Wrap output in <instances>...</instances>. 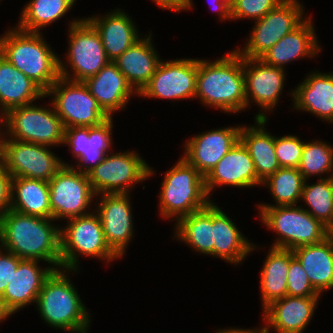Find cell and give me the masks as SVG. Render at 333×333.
<instances>
[{
	"mask_svg": "<svg viewBox=\"0 0 333 333\" xmlns=\"http://www.w3.org/2000/svg\"><path fill=\"white\" fill-rule=\"evenodd\" d=\"M55 222L10 209L0 215L1 248L20 259L38 260L61 269V224Z\"/></svg>",
	"mask_w": 333,
	"mask_h": 333,
	"instance_id": "1",
	"label": "cell"
},
{
	"mask_svg": "<svg viewBox=\"0 0 333 333\" xmlns=\"http://www.w3.org/2000/svg\"><path fill=\"white\" fill-rule=\"evenodd\" d=\"M195 98L202 106L224 114L246 111L243 57L235 49L213 61L198 58Z\"/></svg>",
	"mask_w": 333,
	"mask_h": 333,
	"instance_id": "2",
	"label": "cell"
},
{
	"mask_svg": "<svg viewBox=\"0 0 333 333\" xmlns=\"http://www.w3.org/2000/svg\"><path fill=\"white\" fill-rule=\"evenodd\" d=\"M79 270L57 269L45 280L34 306L43 323L53 330L89 333L92 316L69 274Z\"/></svg>",
	"mask_w": 333,
	"mask_h": 333,
	"instance_id": "3",
	"label": "cell"
},
{
	"mask_svg": "<svg viewBox=\"0 0 333 333\" xmlns=\"http://www.w3.org/2000/svg\"><path fill=\"white\" fill-rule=\"evenodd\" d=\"M44 36L10 26L0 35V54L46 93L60 74L59 54Z\"/></svg>",
	"mask_w": 333,
	"mask_h": 333,
	"instance_id": "4",
	"label": "cell"
},
{
	"mask_svg": "<svg viewBox=\"0 0 333 333\" xmlns=\"http://www.w3.org/2000/svg\"><path fill=\"white\" fill-rule=\"evenodd\" d=\"M160 182L158 216L175 224L180 218L207 207L212 201L205 188L204 176L182 156Z\"/></svg>",
	"mask_w": 333,
	"mask_h": 333,
	"instance_id": "5",
	"label": "cell"
},
{
	"mask_svg": "<svg viewBox=\"0 0 333 333\" xmlns=\"http://www.w3.org/2000/svg\"><path fill=\"white\" fill-rule=\"evenodd\" d=\"M80 17L67 22L68 45L65 56L59 55V74L68 80L84 82L100 72L110 60L98 31L84 16Z\"/></svg>",
	"mask_w": 333,
	"mask_h": 333,
	"instance_id": "6",
	"label": "cell"
},
{
	"mask_svg": "<svg viewBox=\"0 0 333 333\" xmlns=\"http://www.w3.org/2000/svg\"><path fill=\"white\" fill-rule=\"evenodd\" d=\"M65 223L60 225L62 269L82 271L79 260L84 256L107 266L119 260L105 242L101 219L95 211Z\"/></svg>",
	"mask_w": 333,
	"mask_h": 333,
	"instance_id": "7",
	"label": "cell"
},
{
	"mask_svg": "<svg viewBox=\"0 0 333 333\" xmlns=\"http://www.w3.org/2000/svg\"><path fill=\"white\" fill-rule=\"evenodd\" d=\"M256 209L260 223L276 235L271 247L294 250L327 238V227L300 205Z\"/></svg>",
	"mask_w": 333,
	"mask_h": 333,
	"instance_id": "8",
	"label": "cell"
},
{
	"mask_svg": "<svg viewBox=\"0 0 333 333\" xmlns=\"http://www.w3.org/2000/svg\"><path fill=\"white\" fill-rule=\"evenodd\" d=\"M12 108L3 115L4 136L59 148L64 145L65 127L50 102ZM39 104V105H38Z\"/></svg>",
	"mask_w": 333,
	"mask_h": 333,
	"instance_id": "9",
	"label": "cell"
},
{
	"mask_svg": "<svg viewBox=\"0 0 333 333\" xmlns=\"http://www.w3.org/2000/svg\"><path fill=\"white\" fill-rule=\"evenodd\" d=\"M129 150H122V152L113 150L87 174L96 196L115 193L132 194L136 185L152 179L157 173L139 152L137 153L134 149Z\"/></svg>",
	"mask_w": 333,
	"mask_h": 333,
	"instance_id": "10",
	"label": "cell"
},
{
	"mask_svg": "<svg viewBox=\"0 0 333 333\" xmlns=\"http://www.w3.org/2000/svg\"><path fill=\"white\" fill-rule=\"evenodd\" d=\"M301 0H284L261 19L253 21L244 46H234L243 58H260L309 15Z\"/></svg>",
	"mask_w": 333,
	"mask_h": 333,
	"instance_id": "11",
	"label": "cell"
},
{
	"mask_svg": "<svg viewBox=\"0 0 333 333\" xmlns=\"http://www.w3.org/2000/svg\"><path fill=\"white\" fill-rule=\"evenodd\" d=\"M45 96L50 99L65 129L90 128L102 124L109 118L84 82L59 77Z\"/></svg>",
	"mask_w": 333,
	"mask_h": 333,
	"instance_id": "12",
	"label": "cell"
},
{
	"mask_svg": "<svg viewBox=\"0 0 333 333\" xmlns=\"http://www.w3.org/2000/svg\"><path fill=\"white\" fill-rule=\"evenodd\" d=\"M52 219L67 221L94 211L96 194L87 174L63 165L48 182ZM92 209V210H91Z\"/></svg>",
	"mask_w": 333,
	"mask_h": 333,
	"instance_id": "13",
	"label": "cell"
},
{
	"mask_svg": "<svg viewBox=\"0 0 333 333\" xmlns=\"http://www.w3.org/2000/svg\"><path fill=\"white\" fill-rule=\"evenodd\" d=\"M0 161L12 178L49 182L63 166L52 147L14 140L3 135Z\"/></svg>",
	"mask_w": 333,
	"mask_h": 333,
	"instance_id": "14",
	"label": "cell"
},
{
	"mask_svg": "<svg viewBox=\"0 0 333 333\" xmlns=\"http://www.w3.org/2000/svg\"><path fill=\"white\" fill-rule=\"evenodd\" d=\"M246 110L253 104L259 110L254 119H269L279 107L287 81V70L270 66L259 58H243ZM269 116V117H268Z\"/></svg>",
	"mask_w": 333,
	"mask_h": 333,
	"instance_id": "15",
	"label": "cell"
},
{
	"mask_svg": "<svg viewBox=\"0 0 333 333\" xmlns=\"http://www.w3.org/2000/svg\"><path fill=\"white\" fill-rule=\"evenodd\" d=\"M198 58L161 60L150 82L138 94L141 99L195 100Z\"/></svg>",
	"mask_w": 333,
	"mask_h": 333,
	"instance_id": "16",
	"label": "cell"
},
{
	"mask_svg": "<svg viewBox=\"0 0 333 333\" xmlns=\"http://www.w3.org/2000/svg\"><path fill=\"white\" fill-rule=\"evenodd\" d=\"M114 118L92 127H70L65 129L64 145L74 158L70 163L62 158V165L72 166L84 174L97 167L104 157L114 150ZM74 162V163H73Z\"/></svg>",
	"mask_w": 333,
	"mask_h": 333,
	"instance_id": "17",
	"label": "cell"
},
{
	"mask_svg": "<svg viewBox=\"0 0 333 333\" xmlns=\"http://www.w3.org/2000/svg\"><path fill=\"white\" fill-rule=\"evenodd\" d=\"M131 194H101L96 196L94 211L99 215L105 242L122 260L135 236ZM132 202V203H131Z\"/></svg>",
	"mask_w": 333,
	"mask_h": 333,
	"instance_id": "18",
	"label": "cell"
},
{
	"mask_svg": "<svg viewBox=\"0 0 333 333\" xmlns=\"http://www.w3.org/2000/svg\"><path fill=\"white\" fill-rule=\"evenodd\" d=\"M41 264L38 260L22 259L19 262L17 271L0 296V322L5 323L23 308L35 306L45 280L55 270L51 265L41 267Z\"/></svg>",
	"mask_w": 333,
	"mask_h": 333,
	"instance_id": "19",
	"label": "cell"
},
{
	"mask_svg": "<svg viewBox=\"0 0 333 333\" xmlns=\"http://www.w3.org/2000/svg\"><path fill=\"white\" fill-rule=\"evenodd\" d=\"M241 126L211 128L191 135L181 145L182 157L205 177L238 142Z\"/></svg>",
	"mask_w": 333,
	"mask_h": 333,
	"instance_id": "20",
	"label": "cell"
},
{
	"mask_svg": "<svg viewBox=\"0 0 333 333\" xmlns=\"http://www.w3.org/2000/svg\"><path fill=\"white\" fill-rule=\"evenodd\" d=\"M295 88V89H294ZM289 90L291 109L306 112L325 124H333V72L310 71Z\"/></svg>",
	"mask_w": 333,
	"mask_h": 333,
	"instance_id": "21",
	"label": "cell"
},
{
	"mask_svg": "<svg viewBox=\"0 0 333 333\" xmlns=\"http://www.w3.org/2000/svg\"><path fill=\"white\" fill-rule=\"evenodd\" d=\"M205 188L210 199L216 188L239 189L262 187L254 162L244 144L238 140L228 153L204 177Z\"/></svg>",
	"mask_w": 333,
	"mask_h": 333,
	"instance_id": "22",
	"label": "cell"
},
{
	"mask_svg": "<svg viewBox=\"0 0 333 333\" xmlns=\"http://www.w3.org/2000/svg\"><path fill=\"white\" fill-rule=\"evenodd\" d=\"M320 299L287 295L273 301L261 312L265 333H304L316 315Z\"/></svg>",
	"mask_w": 333,
	"mask_h": 333,
	"instance_id": "23",
	"label": "cell"
},
{
	"mask_svg": "<svg viewBox=\"0 0 333 333\" xmlns=\"http://www.w3.org/2000/svg\"><path fill=\"white\" fill-rule=\"evenodd\" d=\"M98 31L107 58L114 62L144 34L126 10L117 7L109 12L85 17ZM141 32V33H140Z\"/></svg>",
	"mask_w": 333,
	"mask_h": 333,
	"instance_id": "24",
	"label": "cell"
},
{
	"mask_svg": "<svg viewBox=\"0 0 333 333\" xmlns=\"http://www.w3.org/2000/svg\"><path fill=\"white\" fill-rule=\"evenodd\" d=\"M313 20V15H309L296 29L286 34L259 59L270 66L287 70V65L295 61L308 58L314 60L317 56L320 57L323 49Z\"/></svg>",
	"mask_w": 333,
	"mask_h": 333,
	"instance_id": "25",
	"label": "cell"
},
{
	"mask_svg": "<svg viewBox=\"0 0 333 333\" xmlns=\"http://www.w3.org/2000/svg\"><path fill=\"white\" fill-rule=\"evenodd\" d=\"M214 201V258L229 265L240 266L250 254L262 249L249 240L235 223V220ZM260 247V248H259Z\"/></svg>",
	"mask_w": 333,
	"mask_h": 333,
	"instance_id": "26",
	"label": "cell"
},
{
	"mask_svg": "<svg viewBox=\"0 0 333 333\" xmlns=\"http://www.w3.org/2000/svg\"><path fill=\"white\" fill-rule=\"evenodd\" d=\"M84 83L109 117H113L118 111H125L131 99L138 98V93L112 61Z\"/></svg>",
	"mask_w": 333,
	"mask_h": 333,
	"instance_id": "27",
	"label": "cell"
},
{
	"mask_svg": "<svg viewBox=\"0 0 333 333\" xmlns=\"http://www.w3.org/2000/svg\"><path fill=\"white\" fill-rule=\"evenodd\" d=\"M148 31L114 61L138 94L150 82L162 60L152 40L155 35L152 31Z\"/></svg>",
	"mask_w": 333,
	"mask_h": 333,
	"instance_id": "28",
	"label": "cell"
},
{
	"mask_svg": "<svg viewBox=\"0 0 333 333\" xmlns=\"http://www.w3.org/2000/svg\"><path fill=\"white\" fill-rule=\"evenodd\" d=\"M173 241L182 242L196 254L214 258V201L180 218L174 225Z\"/></svg>",
	"mask_w": 333,
	"mask_h": 333,
	"instance_id": "29",
	"label": "cell"
},
{
	"mask_svg": "<svg viewBox=\"0 0 333 333\" xmlns=\"http://www.w3.org/2000/svg\"><path fill=\"white\" fill-rule=\"evenodd\" d=\"M254 123L242 125L239 140L254 162L258 179L263 182L279 168L275 153V135L267 130L268 119H252Z\"/></svg>",
	"mask_w": 333,
	"mask_h": 333,
	"instance_id": "30",
	"label": "cell"
},
{
	"mask_svg": "<svg viewBox=\"0 0 333 333\" xmlns=\"http://www.w3.org/2000/svg\"><path fill=\"white\" fill-rule=\"evenodd\" d=\"M43 98L45 92L0 54V114Z\"/></svg>",
	"mask_w": 333,
	"mask_h": 333,
	"instance_id": "31",
	"label": "cell"
},
{
	"mask_svg": "<svg viewBox=\"0 0 333 333\" xmlns=\"http://www.w3.org/2000/svg\"><path fill=\"white\" fill-rule=\"evenodd\" d=\"M299 260L314 290L323 293L333 289V244L328 238L323 241L304 245L292 250Z\"/></svg>",
	"mask_w": 333,
	"mask_h": 333,
	"instance_id": "32",
	"label": "cell"
},
{
	"mask_svg": "<svg viewBox=\"0 0 333 333\" xmlns=\"http://www.w3.org/2000/svg\"><path fill=\"white\" fill-rule=\"evenodd\" d=\"M260 269V298L262 311L273 301L287 296L290 250L269 247Z\"/></svg>",
	"mask_w": 333,
	"mask_h": 333,
	"instance_id": "33",
	"label": "cell"
},
{
	"mask_svg": "<svg viewBox=\"0 0 333 333\" xmlns=\"http://www.w3.org/2000/svg\"><path fill=\"white\" fill-rule=\"evenodd\" d=\"M11 210L41 218H52L49 184L27 177L12 178Z\"/></svg>",
	"mask_w": 333,
	"mask_h": 333,
	"instance_id": "34",
	"label": "cell"
},
{
	"mask_svg": "<svg viewBox=\"0 0 333 333\" xmlns=\"http://www.w3.org/2000/svg\"><path fill=\"white\" fill-rule=\"evenodd\" d=\"M77 0H29L23 5L15 26L23 31L43 33L68 14Z\"/></svg>",
	"mask_w": 333,
	"mask_h": 333,
	"instance_id": "35",
	"label": "cell"
},
{
	"mask_svg": "<svg viewBox=\"0 0 333 333\" xmlns=\"http://www.w3.org/2000/svg\"><path fill=\"white\" fill-rule=\"evenodd\" d=\"M304 182L298 168L280 167L262 182V188H268L273 203L257 202L256 207L299 205Z\"/></svg>",
	"mask_w": 333,
	"mask_h": 333,
	"instance_id": "36",
	"label": "cell"
},
{
	"mask_svg": "<svg viewBox=\"0 0 333 333\" xmlns=\"http://www.w3.org/2000/svg\"><path fill=\"white\" fill-rule=\"evenodd\" d=\"M305 180L300 206L328 227L333 222V190L329 178ZM303 204V205H302Z\"/></svg>",
	"mask_w": 333,
	"mask_h": 333,
	"instance_id": "37",
	"label": "cell"
},
{
	"mask_svg": "<svg viewBox=\"0 0 333 333\" xmlns=\"http://www.w3.org/2000/svg\"><path fill=\"white\" fill-rule=\"evenodd\" d=\"M298 170L305 180L329 177L333 173V145L320 138L305 140Z\"/></svg>",
	"mask_w": 333,
	"mask_h": 333,
	"instance_id": "38",
	"label": "cell"
},
{
	"mask_svg": "<svg viewBox=\"0 0 333 333\" xmlns=\"http://www.w3.org/2000/svg\"><path fill=\"white\" fill-rule=\"evenodd\" d=\"M305 140L298 134L275 136V153L280 167L298 168L301 162Z\"/></svg>",
	"mask_w": 333,
	"mask_h": 333,
	"instance_id": "39",
	"label": "cell"
},
{
	"mask_svg": "<svg viewBox=\"0 0 333 333\" xmlns=\"http://www.w3.org/2000/svg\"><path fill=\"white\" fill-rule=\"evenodd\" d=\"M284 0H232L231 20L251 22L261 19Z\"/></svg>",
	"mask_w": 333,
	"mask_h": 333,
	"instance_id": "40",
	"label": "cell"
},
{
	"mask_svg": "<svg viewBox=\"0 0 333 333\" xmlns=\"http://www.w3.org/2000/svg\"><path fill=\"white\" fill-rule=\"evenodd\" d=\"M287 295L291 297H322L312 287L305 270L290 250Z\"/></svg>",
	"mask_w": 333,
	"mask_h": 333,
	"instance_id": "41",
	"label": "cell"
},
{
	"mask_svg": "<svg viewBox=\"0 0 333 333\" xmlns=\"http://www.w3.org/2000/svg\"><path fill=\"white\" fill-rule=\"evenodd\" d=\"M21 260L12 252L0 248V296L8 286L13 273L17 271Z\"/></svg>",
	"mask_w": 333,
	"mask_h": 333,
	"instance_id": "42",
	"label": "cell"
},
{
	"mask_svg": "<svg viewBox=\"0 0 333 333\" xmlns=\"http://www.w3.org/2000/svg\"><path fill=\"white\" fill-rule=\"evenodd\" d=\"M12 176L0 161V215L10 210Z\"/></svg>",
	"mask_w": 333,
	"mask_h": 333,
	"instance_id": "43",
	"label": "cell"
},
{
	"mask_svg": "<svg viewBox=\"0 0 333 333\" xmlns=\"http://www.w3.org/2000/svg\"><path fill=\"white\" fill-rule=\"evenodd\" d=\"M209 7L218 17V22H231V4L232 0H207Z\"/></svg>",
	"mask_w": 333,
	"mask_h": 333,
	"instance_id": "44",
	"label": "cell"
},
{
	"mask_svg": "<svg viewBox=\"0 0 333 333\" xmlns=\"http://www.w3.org/2000/svg\"><path fill=\"white\" fill-rule=\"evenodd\" d=\"M157 7L162 10H170L172 12H184L189 9L190 0H151Z\"/></svg>",
	"mask_w": 333,
	"mask_h": 333,
	"instance_id": "45",
	"label": "cell"
},
{
	"mask_svg": "<svg viewBox=\"0 0 333 333\" xmlns=\"http://www.w3.org/2000/svg\"><path fill=\"white\" fill-rule=\"evenodd\" d=\"M261 327H249V328H242V327H226V328H216V333H265L264 324H260Z\"/></svg>",
	"mask_w": 333,
	"mask_h": 333,
	"instance_id": "46",
	"label": "cell"
},
{
	"mask_svg": "<svg viewBox=\"0 0 333 333\" xmlns=\"http://www.w3.org/2000/svg\"><path fill=\"white\" fill-rule=\"evenodd\" d=\"M4 135L3 129V115L0 114V156H1V147H2V139Z\"/></svg>",
	"mask_w": 333,
	"mask_h": 333,
	"instance_id": "47",
	"label": "cell"
},
{
	"mask_svg": "<svg viewBox=\"0 0 333 333\" xmlns=\"http://www.w3.org/2000/svg\"><path fill=\"white\" fill-rule=\"evenodd\" d=\"M327 238L333 244V222L327 227Z\"/></svg>",
	"mask_w": 333,
	"mask_h": 333,
	"instance_id": "48",
	"label": "cell"
},
{
	"mask_svg": "<svg viewBox=\"0 0 333 333\" xmlns=\"http://www.w3.org/2000/svg\"><path fill=\"white\" fill-rule=\"evenodd\" d=\"M195 4H194V0H190V6H189V9L188 11H191L192 9H195Z\"/></svg>",
	"mask_w": 333,
	"mask_h": 333,
	"instance_id": "49",
	"label": "cell"
},
{
	"mask_svg": "<svg viewBox=\"0 0 333 333\" xmlns=\"http://www.w3.org/2000/svg\"><path fill=\"white\" fill-rule=\"evenodd\" d=\"M330 180V183L332 185V190H333V173L330 174V176L328 177Z\"/></svg>",
	"mask_w": 333,
	"mask_h": 333,
	"instance_id": "50",
	"label": "cell"
}]
</instances>
